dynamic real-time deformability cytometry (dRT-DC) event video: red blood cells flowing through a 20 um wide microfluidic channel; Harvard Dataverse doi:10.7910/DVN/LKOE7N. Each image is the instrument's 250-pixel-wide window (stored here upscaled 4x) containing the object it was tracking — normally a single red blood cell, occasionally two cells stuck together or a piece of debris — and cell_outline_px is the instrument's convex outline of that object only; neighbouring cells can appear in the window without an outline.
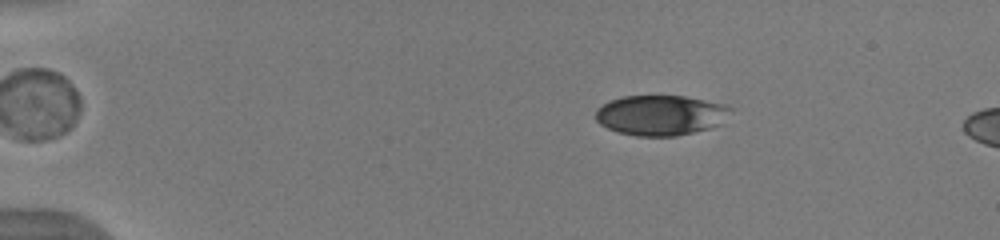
{"species": "human", "species_latin": "Homo sapiens", "temperature_condition": "warm", "stored_images_in_passage": 10, "camera_frame_rate_fps": 3000, "um_per_image_px": 0.085, "donor": {"sex": "male"}, "frame": {"image": 1, "passage_image": 5, "time_ms": 1.333, "image_size_px": [1000, 240], "cell_outline_px": [[732, 108], [724, 124], [676, 136], [636, 136], [616, 132], [600, 124], [596, 120], [596, 108], [612, 100], [624, 96], [684, 96], [724, 104]], "centroid_in_image_um": [56.17, 9.8], "position_along_channel_um": 28.8, "area_um2": 31.62}}